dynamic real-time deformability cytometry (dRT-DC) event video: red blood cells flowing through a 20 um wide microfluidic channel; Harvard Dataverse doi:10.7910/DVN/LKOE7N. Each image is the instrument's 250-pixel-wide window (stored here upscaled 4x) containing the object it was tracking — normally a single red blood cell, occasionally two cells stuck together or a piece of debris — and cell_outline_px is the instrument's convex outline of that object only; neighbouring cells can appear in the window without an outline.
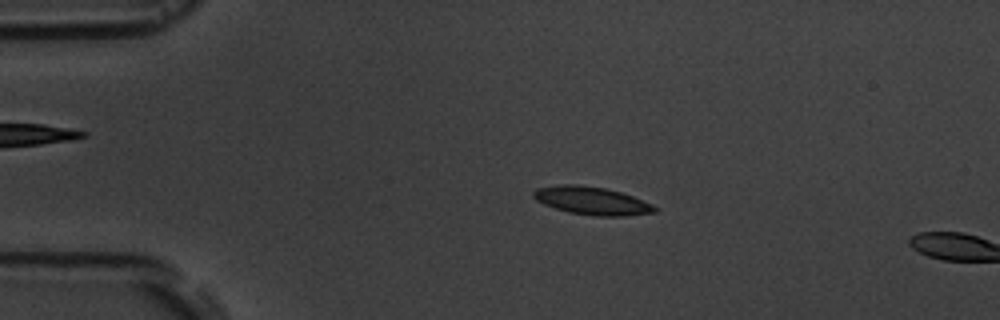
{"species": "common noctule bat (a hibernating species)", "species_latin": "Nyctalus noctula", "temperature_condition": "room temperature", "stored_images_in_passage": 4, "camera_frame_rate_fps": 3000, "um_per_image_px": 0.085, "animal": {"sex": "male", "body_mass_g": 19.5, "forearm_length_mm": 54.6}, "frame": {"image": 1, "passage_image": 3, "time_ms": 2.333, "image_size_px": [1000, 320], "cell_outline_px": [[660, 208], [656, 212], [624, 216], [592, 216], [568, 212], [544, 204], [536, 200], [532, 196], [532, 192], [536, 188], [560, 184], [580, 184], [608, 188], [632, 196], [652, 204]], "centroid_in_image_um": [50.3, 17.05], "position_along_channel_um": 34.7, "area_um2": 20.0}}